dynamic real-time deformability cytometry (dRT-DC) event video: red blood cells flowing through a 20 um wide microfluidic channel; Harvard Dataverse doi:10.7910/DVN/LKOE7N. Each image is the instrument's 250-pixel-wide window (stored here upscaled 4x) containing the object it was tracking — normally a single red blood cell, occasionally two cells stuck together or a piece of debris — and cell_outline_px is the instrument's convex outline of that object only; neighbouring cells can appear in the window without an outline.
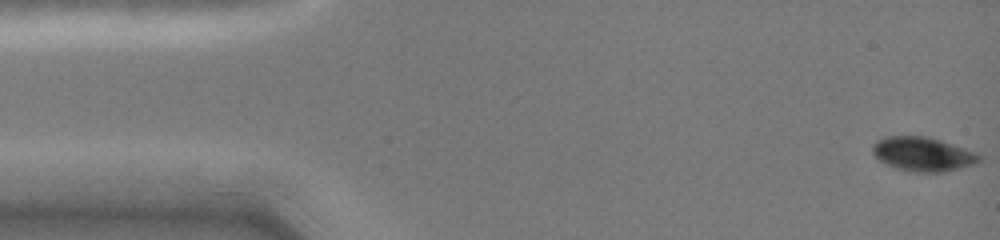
{"species": "common noctule bat (a hibernating species)", "species_latin": "Nyctalus noctula", "temperature_condition": "cold", "stored_images_in_passage": 36, "camera_frame_rate_fps": 3000, "um_per_image_px": 0.085, "animal": {"sex": "female", "body_mass_g": 19.0, "forearm_length_mm": 51.5}, "frame": {"image": 1, "passage_image": 1, "time_ms": 0.0, "image_size_px": [1000, 240], "cell_outline_px": [[980, 160], [972, 164], [948, 172], [908, 172], [896, 168], [880, 160], [872, 152], [872, 144], [876, 140], [888, 136], [928, 136], [976, 152], [980, 156]], "centroid_in_image_um": [78.42, 13.1], "position_along_channel_um": 6.6, "area_um2": 21.15}}
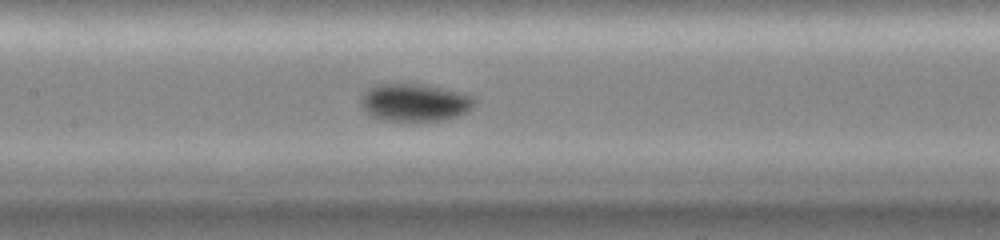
{"frame": {"image": 2, "passage_image": 15, "time_ms": 7.0, "image_size_px": [1000, 240], "cell_outline_px": [[476, 100], [468, 112], [456, 116], [440, 120], [384, 120], [372, 116], [364, 108], [360, 100], [368, 88], [376, 84], [420, 84], [460, 92], [472, 96]], "centroid_in_image_um": [35.25, 8.7], "position_along_channel_um": 172.1, "area_um2": 24.39}}
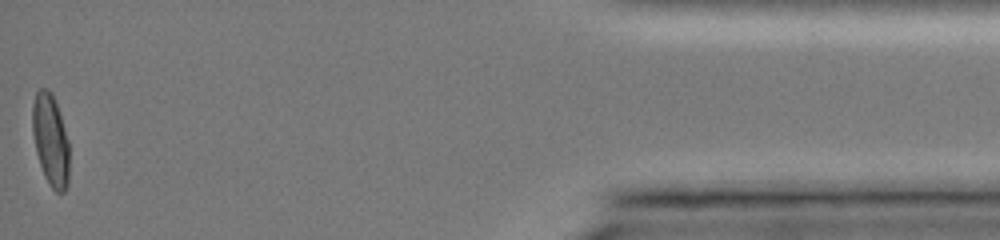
{"frame": {"image": 3, "passage_image": 36, "time_ms": 15.333, "image_size_px": [1000, 240], "cell_outline_px": [[68, 184], [64, 192], [56, 192], [48, 184], [44, 176], [36, 152], [32, 132], [32, 104], [36, 92], [40, 88], [48, 88], [52, 92], [68, 140]], "centroid_in_image_um": [4.27, 11.9], "position_along_channel_um": 430.9, "area_um2": 19.65}, "authors_computed_cell_mechanics": {"area_um2": 21.8484, "velocity_mm_per_s": 4.0498, "shape_relaxation_time_tau1_ms": 4.7511, "shape_relaxation_time_tau2_ms": null, "deformation_change_tau1": 0.1348, "deformation_change_tau2": null}}